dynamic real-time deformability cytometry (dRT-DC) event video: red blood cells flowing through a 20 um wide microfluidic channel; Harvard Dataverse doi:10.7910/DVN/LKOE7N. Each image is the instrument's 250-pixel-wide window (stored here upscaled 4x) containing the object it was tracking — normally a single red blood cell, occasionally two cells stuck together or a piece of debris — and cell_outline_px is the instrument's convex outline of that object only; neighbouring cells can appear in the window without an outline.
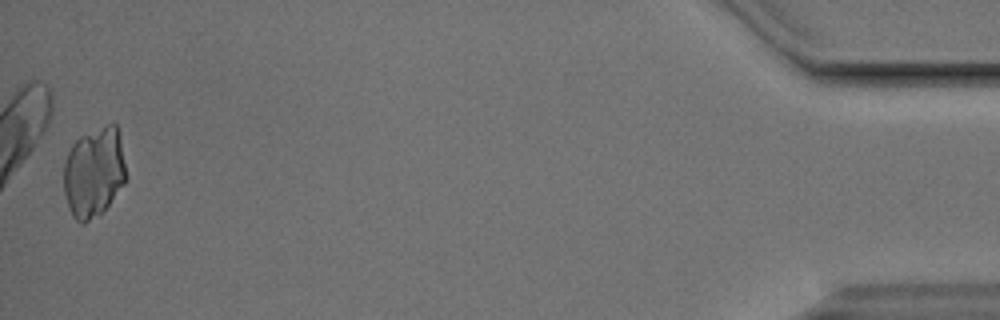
{"species": "Egyptian fruit bat (a non-hibernating species)", "species_latin": "Rousettus aegyptiacus", "temperature_condition": "cold", "stored_images_in_passage": 38, "camera_frame_rate_fps": 3000, "um_per_image_px": 0.085, "animal": {"sex": "male"}, "frame": {"image": 1, "passage_image": 37, "time_ms": 12.0, "image_size_px": [1000, 320], "cell_outline_px": [[124, 184], [100, 216], [84, 224], [80, 224], [72, 216], [68, 208], [64, 192], [64, 160], [72, 144], [80, 136], [108, 124], [116, 124], [120, 136], [124, 164]], "centroid_in_image_um": [7.95, 14.69], "position_along_channel_um": 427.2, "area_um2": 32.77}}